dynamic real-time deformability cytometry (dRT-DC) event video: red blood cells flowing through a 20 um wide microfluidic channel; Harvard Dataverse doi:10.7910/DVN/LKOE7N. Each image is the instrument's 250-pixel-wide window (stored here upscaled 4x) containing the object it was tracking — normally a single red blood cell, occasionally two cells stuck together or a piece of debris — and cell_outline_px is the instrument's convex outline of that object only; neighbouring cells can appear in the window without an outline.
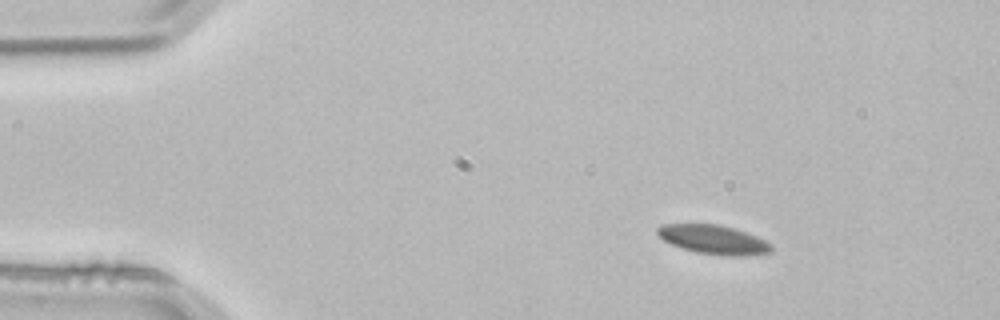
{"species": "common noctule bat (a hibernating species)", "species_latin": "Nyctalus noctula", "temperature_condition": "room temperature", "stored_images_in_passage": 3, "camera_frame_rate_fps": 3000, "um_per_image_px": 0.085, "animal": {"sex": "male", "body_mass_g": 21.5, "forearm_length_mm": 52.0}, "frame": {"image": 1, "passage_image": 1, "time_ms": 0.0, "image_size_px": [1000, 320], "cell_outline_px": [[772, 252], [744, 256], [728, 256], [696, 252], [672, 244], [664, 240], [656, 232], [656, 228], [660, 224], [720, 224], [756, 236], [772, 244]], "centroid_in_image_um": [60.65, 20.36], "position_along_channel_um": 24.4, "area_um2": 19.13}}
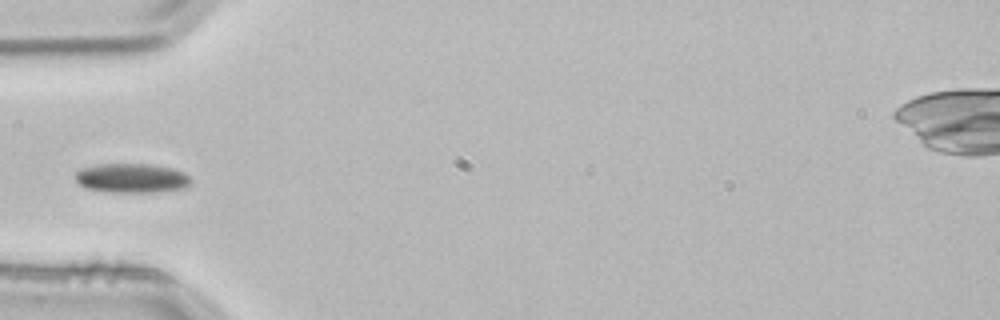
{"frame": {"image": 2, "passage_image": 3, "time_ms": 0.667, "image_size_px": [1000, 320], "cell_outline_px": [[192, 180], [188, 188], [152, 192], [108, 192], [84, 188], [76, 180], [76, 172], [80, 168], [100, 164], [148, 164], [172, 168], [184, 172]], "centroid_in_image_um": [11.21, 15.14], "position_along_channel_um": 73.8, "area_um2": 19.88}}